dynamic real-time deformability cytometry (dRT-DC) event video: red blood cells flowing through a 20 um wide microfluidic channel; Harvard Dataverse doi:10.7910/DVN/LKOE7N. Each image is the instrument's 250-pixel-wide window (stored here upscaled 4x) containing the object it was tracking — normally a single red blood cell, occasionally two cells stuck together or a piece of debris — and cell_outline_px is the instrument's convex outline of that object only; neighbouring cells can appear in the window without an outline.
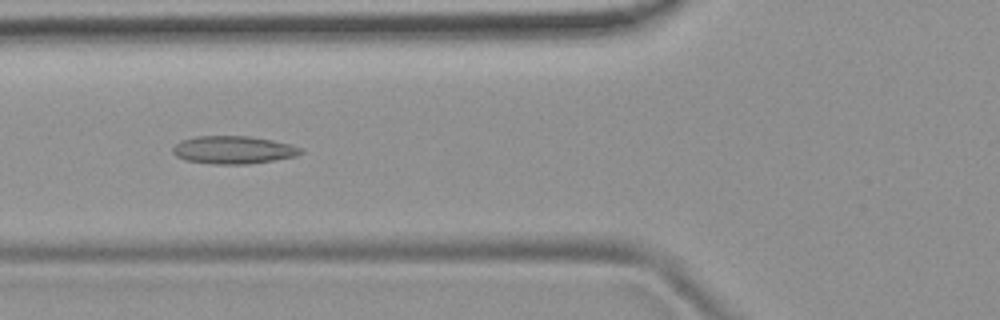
{"species": "common noctule bat (a hibernating species)", "species_latin": "Nyctalus noctula", "temperature_condition": "room temperature", "stored_images_in_passage": 7, "camera_frame_rate_fps": 3000, "um_per_image_px": 0.085, "animal": {"sex": "female", "body_mass_g": 19.9}, "frame": {"image": 1, "passage_image": 6, "time_ms": 5.667, "image_size_px": [1000, 320], "cell_outline_px": [[304, 152], [296, 156], [248, 164], [212, 164], [184, 160], [176, 156], [172, 152], [172, 148], [180, 140], [196, 136], [248, 136], [272, 140], [292, 144], [300, 148]], "centroid_in_image_um": [19.81, 12.74], "position_along_channel_um": 106.0, "area_um2": 20.81}}
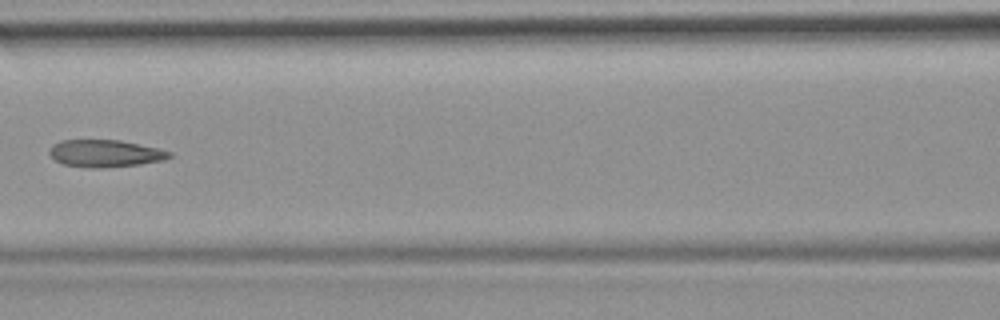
{"frame": {"image": 2, "passage_image": 7, "time_ms": 7.0, "image_size_px": [1000, 320], "cell_outline_px": [[172, 156], [164, 160], [140, 164], [104, 168], [88, 168], [64, 164], [56, 160], [48, 152], [52, 144], [60, 140], [120, 140], [160, 148], [172, 152]], "centroid_in_image_um": [8.96, 13.04], "position_along_channel_um": 157.6, "area_um2": 19.19}}